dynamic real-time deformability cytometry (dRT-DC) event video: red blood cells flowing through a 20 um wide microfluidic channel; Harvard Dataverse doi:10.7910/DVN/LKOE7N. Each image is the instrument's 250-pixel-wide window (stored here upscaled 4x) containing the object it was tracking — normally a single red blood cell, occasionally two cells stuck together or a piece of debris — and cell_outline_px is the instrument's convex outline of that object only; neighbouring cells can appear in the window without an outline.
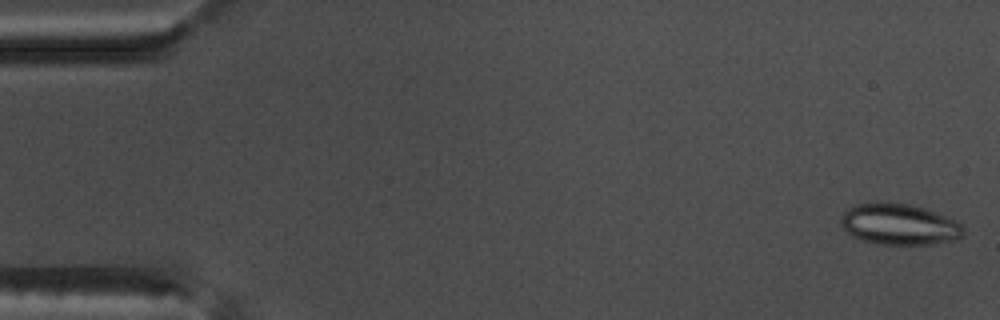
{"species": "common noctule bat (a hibernating species)", "species_latin": "Nyctalus noctula", "temperature_condition": "warm", "stored_images_in_passage": 54, "camera_frame_rate_fps": 3000, "um_per_image_px": 0.085, "animal": {"sex": "male", "body_mass_g": 17.5, "forearm_length_mm": 52.3}, "frame": {"image": 1, "passage_image": 1, "time_ms": 0.0, "image_size_px": [1000, 320], "cell_outline_px": [[964, 232], [956, 240], [932, 244], [876, 244], [860, 240], [852, 236], [840, 224], [840, 216], [848, 208], [856, 204], [876, 200], [908, 204], [924, 208], [944, 216], [960, 224], [964, 228]], "centroid_in_image_um": [76.36, 19.05], "position_along_channel_um": 8.6, "area_um2": 29.54}}
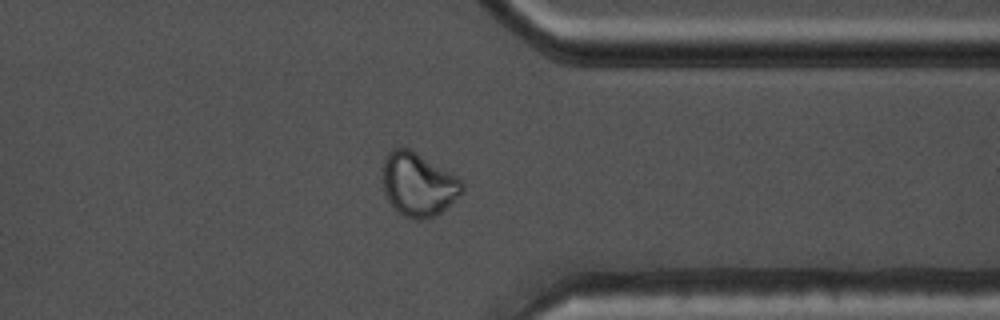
{"frame": {"image": 2, "passage_image": 42, "time_ms": 13.667, "image_size_px": [1000, 320], "cell_outline_px": [[464, 192], [436, 216], [420, 220], [416, 220], [404, 216], [388, 200], [384, 192], [380, 180], [384, 160], [388, 152], [392, 148], [408, 148], [416, 152], [456, 176], [464, 184]], "centroid_in_image_um": [35.52, 15.68], "position_along_channel_um": 375.9, "area_um2": 29.48}}
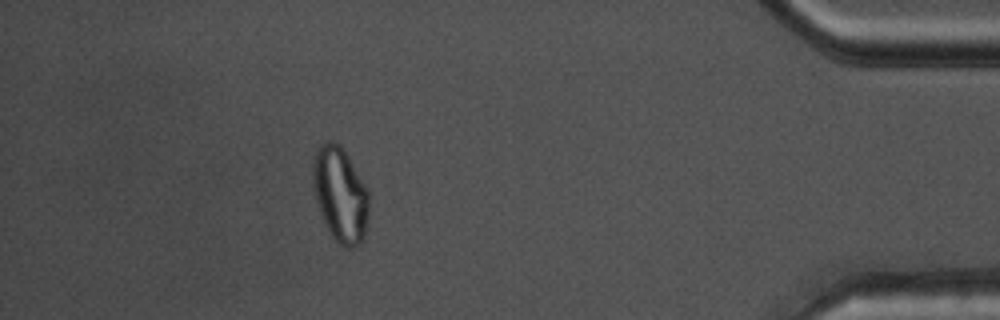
{"frame": {"image": 3, "passage_image": 48, "time_ms": 15.667, "image_size_px": [1000, 320], "cell_outline_px": [[368, 216], [364, 240], [356, 248], [344, 248], [332, 236], [316, 204], [312, 184], [312, 160], [320, 144], [328, 140], [332, 140], [340, 144], [348, 156], [368, 188]], "centroid_in_image_um": [28.91, 16.53], "position_along_channel_um": 406.3, "area_um2": 31.44}, "authors_computed_cell_mechanics": {"area_um2": 28.4376, "velocity_mm_per_s": 3.7773, "shape_relaxation_time_tau1_ms": null, "shape_relaxation_time_tau2_ms": 1.0998, "deformation_change_tau1": null, "deformation_change_tau2": 0.0642}}